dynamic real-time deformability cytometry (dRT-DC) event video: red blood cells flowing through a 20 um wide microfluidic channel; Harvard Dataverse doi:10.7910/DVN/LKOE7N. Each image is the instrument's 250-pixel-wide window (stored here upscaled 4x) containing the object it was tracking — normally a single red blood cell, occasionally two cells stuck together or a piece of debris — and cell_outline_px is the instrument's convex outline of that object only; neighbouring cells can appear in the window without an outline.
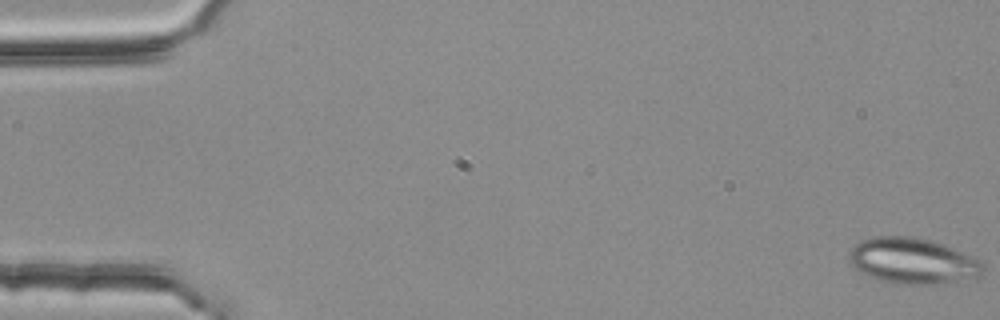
{"species": "common noctule bat (a hibernating species)", "species_latin": "Nyctalus noctula", "temperature_condition": "room temperature", "stored_images_in_passage": 53, "segment_of_instrument_passage": [1, 2], "camera_frame_rate_fps": 3000, "um_per_image_px": 0.085, "animal": {"sex": "female", "body_mass_g": 25.1}, "frame": {"image": 1, "passage_image": 1, "time_ms": 0.0, "image_size_px": [1000, 320], "cell_outline_px": [[984, 272], [980, 276], [940, 284], [900, 284], [868, 276], [860, 272], [848, 260], [848, 252], [860, 240], [872, 236], [912, 236], [944, 244], [980, 260], [984, 264]], "centroid_in_image_um": [77.57, 22.17], "position_along_channel_um": 7.4, "area_um2": 35.78}}